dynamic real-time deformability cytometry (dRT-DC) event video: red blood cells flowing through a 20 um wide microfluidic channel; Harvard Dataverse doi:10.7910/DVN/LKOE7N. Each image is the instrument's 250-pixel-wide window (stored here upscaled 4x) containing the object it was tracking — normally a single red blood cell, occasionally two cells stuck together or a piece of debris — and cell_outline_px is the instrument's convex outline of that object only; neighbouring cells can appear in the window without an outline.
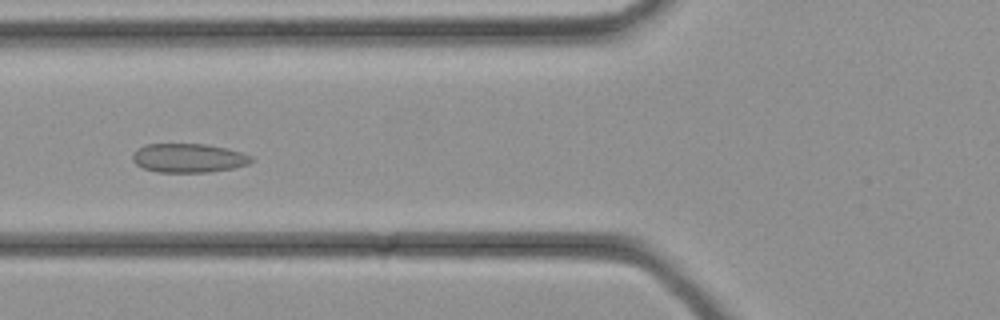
{"species": "common noctule bat (a hibernating species)", "species_latin": "Nyctalus noctula", "temperature_condition": "cold", "stored_images_in_passage": 24, "camera_frame_rate_fps": 3000, "um_per_image_px": 0.085, "animal": {"sex": "female", "body_mass_g": 21.9}, "frame": {"image": 1, "passage_image": 6, "time_ms": 1.667, "image_size_px": [1000, 320], "cell_outline_px": [[256, 160], [248, 164], [232, 168], [208, 172], [156, 172], [144, 168], [136, 164], [132, 160], [132, 156], [144, 144], [208, 144], [240, 152], [252, 156]], "centroid_in_image_um": [16.04, 13.43], "position_along_channel_um": 109.8, "area_um2": 19.94}}
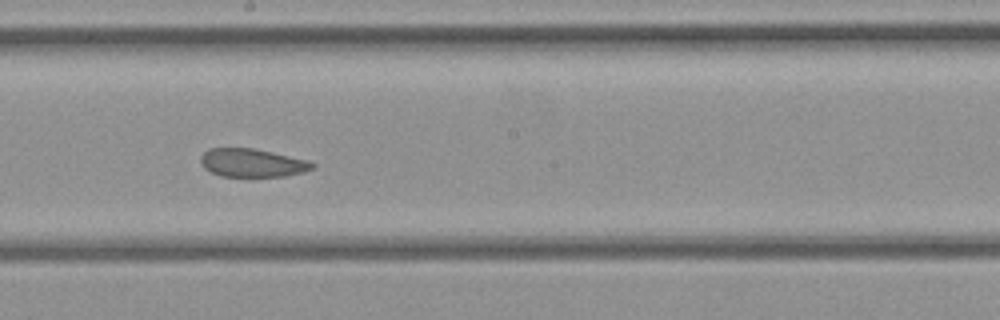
{"frame": {"image": 2, "passage_image": 12, "time_ms": 3.667, "image_size_px": [1000, 320], "cell_outline_px": [[316, 168], [304, 172], [284, 176], [220, 176], [204, 168], [200, 164], [200, 156], [208, 148], [256, 148], [308, 160], [316, 164]], "centroid_in_image_um": [21.45, 13.83], "position_along_channel_um": 226.7, "area_um2": 18.61}}
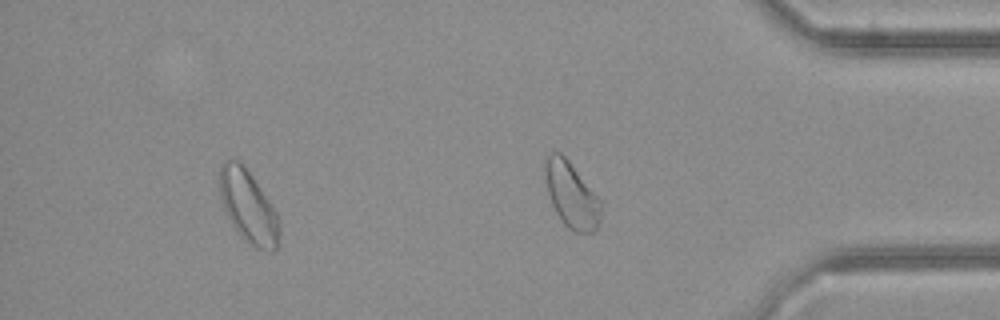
{"frame": {"image": 3, "passage_image": 21, "time_ms": 6.667, "image_size_px": [1000, 320], "cell_outline_px": [[280, 224], [276, 248], [272, 252], [256, 248], [244, 240], [240, 236], [228, 216], [220, 200], [220, 164], [224, 160], [236, 160], [244, 164], [272, 204], [280, 220]], "centroid_in_image_um": [21.11, 17.55], "position_along_channel_um": 414.1, "area_um2": 25.2}}